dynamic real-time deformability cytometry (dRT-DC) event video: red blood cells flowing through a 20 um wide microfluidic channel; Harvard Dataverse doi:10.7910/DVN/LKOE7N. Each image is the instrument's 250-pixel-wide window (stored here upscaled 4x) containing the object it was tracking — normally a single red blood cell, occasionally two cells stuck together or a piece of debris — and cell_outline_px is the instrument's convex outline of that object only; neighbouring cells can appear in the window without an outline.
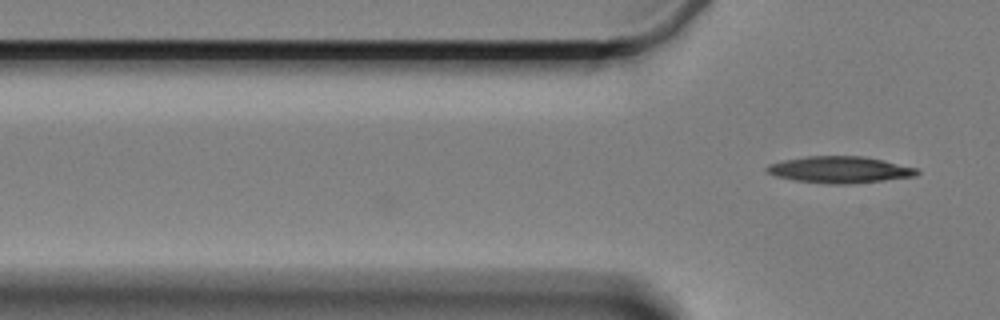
{"species": "Egyptian fruit bat (a non-hibernating species)", "species_latin": "Rousettus aegyptiacus", "temperature_condition": "cold", "stored_images_in_passage": 11, "camera_frame_rate_fps": 3000, "um_per_image_px": 0.085, "animal": {"sex": "female"}, "frame": {"image": 1, "passage_image": 11, "time_ms": 3.333, "image_size_px": [1000, 320], "cell_outline_px": [[920, 172], [916, 176], [852, 184], [824, 184], [792, 180], [776, 176], [768, 172], [764, 168], [768, 164], [784, 160], [808, 156], [860, 156], [884, 160], [916, 168]], "centroid_in_image_um": [71.36, 14.43], "position_along_channel_um": 54.4, "area_um2": 23.35}}